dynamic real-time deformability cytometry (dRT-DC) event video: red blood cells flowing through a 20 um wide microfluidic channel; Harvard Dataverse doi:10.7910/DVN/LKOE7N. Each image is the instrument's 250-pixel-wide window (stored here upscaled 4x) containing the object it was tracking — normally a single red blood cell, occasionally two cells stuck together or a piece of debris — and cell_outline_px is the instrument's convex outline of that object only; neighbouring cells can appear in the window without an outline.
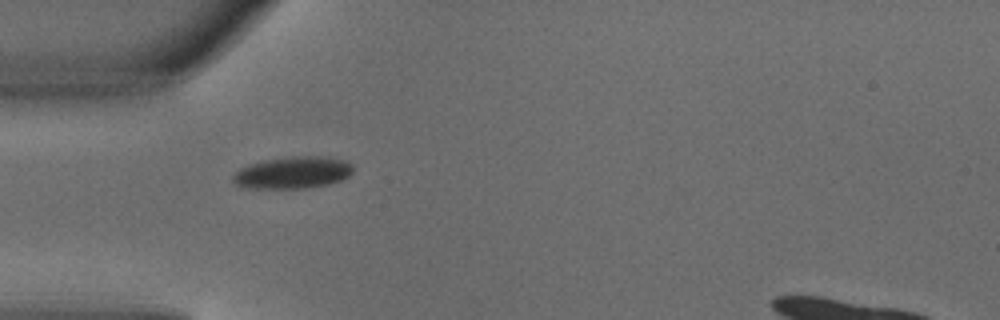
{"species": "common noctule bat (a hibernating species)", "species_latin": "Nyctalus noctula", "temperature_condition": "warm", "stored_images_in_passage": 3, "camera_frame_rate_fps": 3000, "um_per_image_px": 0.085, "animal": {"sex": "male", "body_mass_g": 18.8}, "frame": {"image": 1, "passage_image": 3, "time_ms": 0.667, "image_size_px": [1000, 320], "cell_outline_px": [[352, 172], [348, 176], [340, 180], [328, 184], [304, 188], [248, 188], [236, 184], [232, 180], [232, 176], [240, 168], [248, 164], [264, 160], [292, 156], [328, 156], [344, 160], [352, 164]], "centroid_in_image_um": [24.88, 14.66], "position_along_channel_um": 60.1, "area_um2": 22.37}}